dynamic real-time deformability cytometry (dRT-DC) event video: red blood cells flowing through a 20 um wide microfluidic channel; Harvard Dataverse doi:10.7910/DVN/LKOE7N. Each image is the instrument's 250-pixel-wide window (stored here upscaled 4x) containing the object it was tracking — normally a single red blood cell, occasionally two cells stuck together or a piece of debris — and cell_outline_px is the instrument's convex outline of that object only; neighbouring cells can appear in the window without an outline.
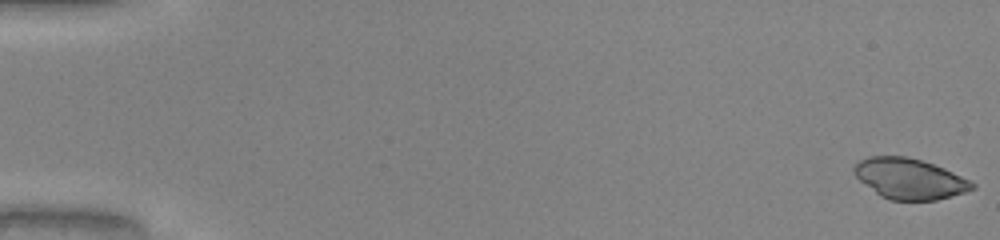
{"species": "common noctule bat (a hibernating species)", "species_latin": "Nyctalus noctula", "temperature_condition": "warm", "stored_images_in_passage": 51, "camera_frame_rate_fps": 3000, "um_per_image_px": 0.085, "animal": {"sex": "male", "body_mass_g": 20.0, "forearm_length_mm": 53.3}, "frame": {"image": 1, "passage_image": 1, "time_ms": 0.0, "image_size_px": [1000, 240], "cell_outline_px": [[976, 188], [964, 192], [936, 200], [888, 200], [880, 196], [860, 180], [852, 172], [852, 168], [860, 160], [868, 156], [908, 156], [944, 168], [976, 184]], "centroid_in_image_um": [77.28, 15.19], "position_along_channel_um": 7.7, "area_um2": 27.74}}
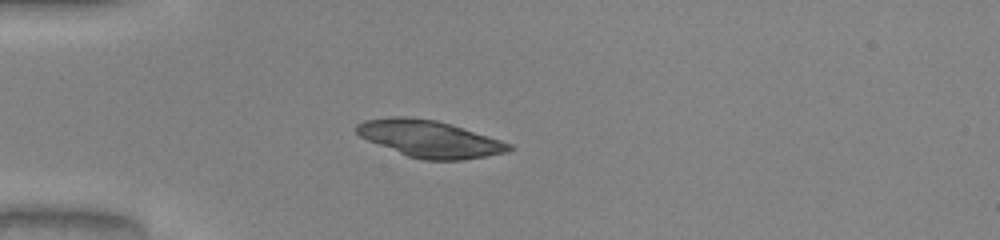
{"frame": {"image": 2, "passage_image": 15, "time_ms": 4.667, "image_size_px": [1000, 240], "cell_outline_px": [[512, 148], [508, 152], [460, 160], [424, 160], [408, 156], [368, 140], [360, 136], [356, 132], [356, 124], [364, 120], [392, 116], [404, 116], [436, 120], [500, 140], [512, 144]], "centroid_in_image_um": [36.48, 11.79], "position_along_channel_um": 48.5, "area_um2": 32.25}}